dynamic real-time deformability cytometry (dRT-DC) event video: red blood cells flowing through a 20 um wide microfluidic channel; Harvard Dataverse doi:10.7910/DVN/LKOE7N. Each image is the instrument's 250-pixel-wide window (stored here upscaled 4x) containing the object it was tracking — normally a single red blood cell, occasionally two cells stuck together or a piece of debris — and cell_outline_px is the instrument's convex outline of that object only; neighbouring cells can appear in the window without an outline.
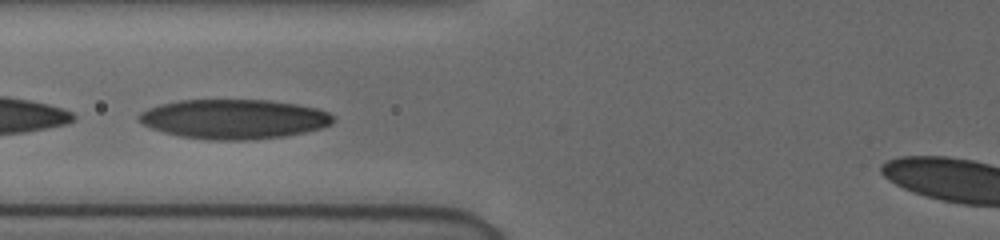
{"species": "human", "species_latin": "Homo sapiens", "temperature_condition": "cold", "stored_images_in_passage": 44, "camera_frame_rate_fps": 3000, "um_per_image_px": 0.085, "donor": {"sex": "female"}, "frame": {"image": 1, "passage_image": 14, "time_ms": 4.333, "image_size_px": [1000, 240], "cell_outline_px": [[336, 120], [332, 124], [320, 128], [304, 132], [284, 136], [252, 140], [212, 140], [180, 136], [164, 132], [152, 128], [136, 120], [136, 116], [140, 112], [148, 108], [160, 104], [180, 100], [268, 100], [296, 104], [316, 108], [328, 112]], "centroid_in_image_um": [19.87, 10.12], "position_along_channel_um": 105.9, "area_um2": 44.85}}
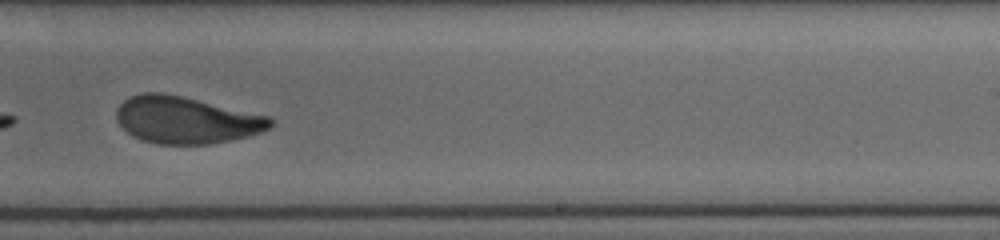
{"frame": {"image": 2, "passage_image": 27, "time_ms": 8.667, "image_size_px": [1000, 240], "cell_outline_px": [[272, 128], [248, 136], [208, 144], [156, 144], [132, 136], [116, 120], [116, 108], [124, 100], [132, 96], [144, 92], [164, 92], [272, 116]], "centroid_in_image_um": [15.83, 10.19], "position_along_channel_um": 273.2, "area_um2": 42.25}}
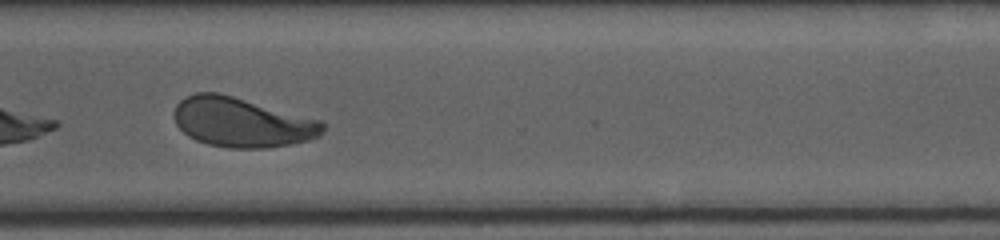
{"frame": {"image": 3, "passage_image": 33, "time_ms": 10.667, "image_size_px": [1000, 240], "cell_outline_px": [[324, 128], [320, 136], [308, 140], [292, 144], [264, 148], [228, 148], [208, 144], [196, 140], [188, 136], [176, 124], [172, 116], [172, 112], [176, 104], [184, 96], [196, 92], [220, 92], [320, 120], [324, 124]], "centroid_in_image_um": [20.51, 10.38], "position_along_channel_um": 350.1, "area_um2": 43.23}}